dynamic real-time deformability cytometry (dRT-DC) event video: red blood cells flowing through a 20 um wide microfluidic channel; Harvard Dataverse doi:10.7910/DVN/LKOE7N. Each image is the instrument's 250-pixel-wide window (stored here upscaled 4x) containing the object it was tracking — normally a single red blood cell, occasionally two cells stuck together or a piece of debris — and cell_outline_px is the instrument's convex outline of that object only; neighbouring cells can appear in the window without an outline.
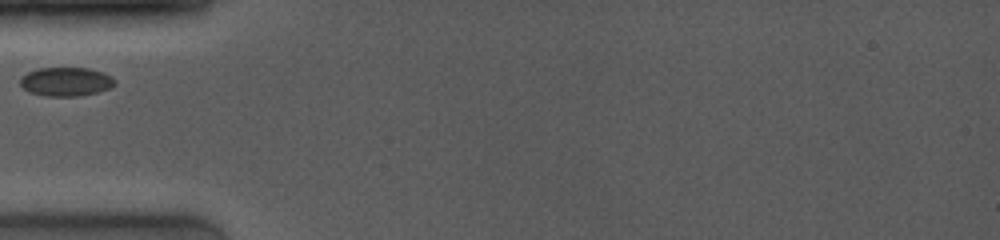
{"species": "common noctule bat (a hibernating species)", "species_latin": "Nyctalus noctula", "temperature_condition": "room temperature", "stored_images_in_passage": 36, "camera_frame_rate_fps": 4000, "um_per_image_px": 0.085, "animal": {"sex": "female", "body_mass_g": 19.0, "forearm_length_mm": 53.3}, "frame": {"image": 1, "passage_image": 1, "time_ms": 0.0, "image_size_px": [1000, 240], "cell_outline_px": [[116, 84], [108, 88], [96, 92], [76, 96], [44, 96], [32, 92], [24, 88], [20, 84], [20, 76], [36, 68], [88, 68], [100, 72], [116, 80]], "centroid_in_image_um": [5.56, 6.93], "position_along_channel_um": 79.4, "area_um2": 15.66}}
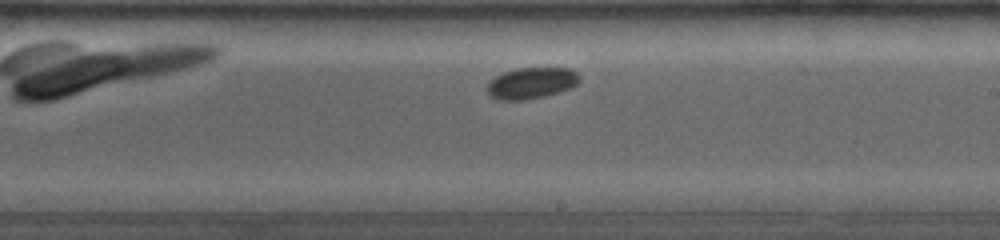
{"frame": {"image": 2, "passage_image": 18, "time_ms": 4.25, "image_size_px": [1000, 240], "cell_outline_px": [[580, 80], [576, 84], [568, 88], [544, 96], [524, 100], [496, 100], [484, 88], [496, 76], [504, 72], [516, 68], [568, 68], [576, 72], [580, 76]], "centroid_in_image_um": [45.14, 7.06], "position_along_channel_um": 243.9, "area_um2": 16.65}}
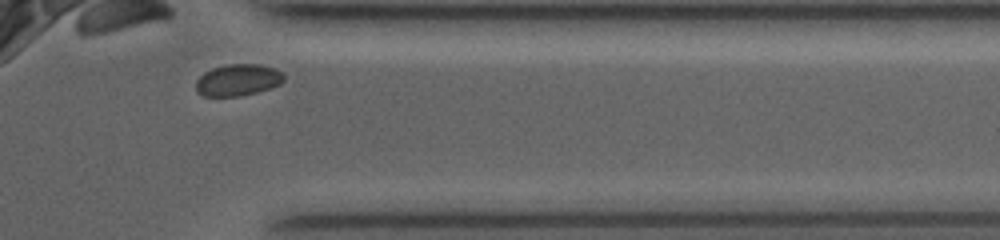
{"frame": {"image": 3, "passage_image": 33, "time_ms": 8.0, "image_size_px": [1000, 240], "cell_outline_px": [[284, 80], [280, 84], [256, 92], [236, 96], [204, 96], [196, 92], [196, 80], [204, 72], [212, 68], [228, 64], [260, 64], [276, 68], [284, 72]], "centroid_in_image_um": [20.23, 6.78], "position_along_channel_um": 391.2, "area_um2": 16.3}}